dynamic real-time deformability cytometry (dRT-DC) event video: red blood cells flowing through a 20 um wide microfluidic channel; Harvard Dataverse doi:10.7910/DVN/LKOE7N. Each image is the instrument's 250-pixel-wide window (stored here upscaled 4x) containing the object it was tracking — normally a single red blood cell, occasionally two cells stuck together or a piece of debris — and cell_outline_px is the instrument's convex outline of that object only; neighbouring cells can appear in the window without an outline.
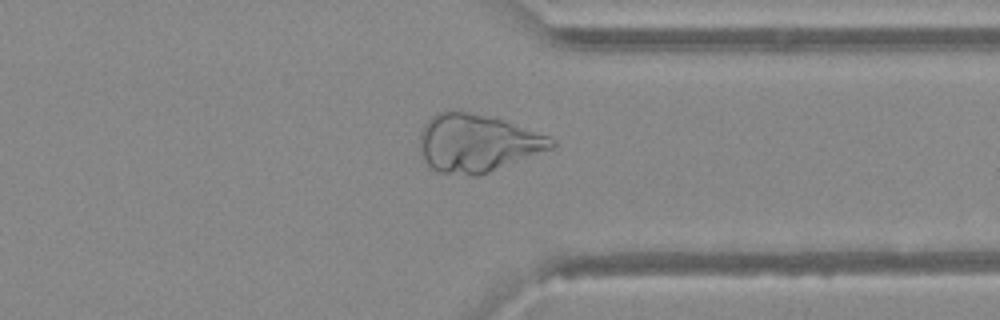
{"species": "Egyptian fruit bat (a non-hibernating species)", "species_latin": "Rousettus aegyptiacus", "temperature_condition": "warm", "stored_images_in_passage": 33, "camera_frame_rate_fps": 3000, "um_per_image_px": 0.085, "animal": {"sex": "female"}, "frame": {"image": 1, "passage_image": 28, "time_ms": 9.0, "image_size_px": [1000, 320], "cell_outline_px": [[556, 144], [552, 148], [480, 176], [472, 176], [436, 172], [428, 164], [424, 156], [420, 144], [420, 132], [424, 124], [436, 112], [456, 108], [492, 116], [548, 136], [556, 140]], "centroid_in_image_um": [40.54, 12.14], "position_along_channel_um": 370.9, "area_um2": 44.68}}